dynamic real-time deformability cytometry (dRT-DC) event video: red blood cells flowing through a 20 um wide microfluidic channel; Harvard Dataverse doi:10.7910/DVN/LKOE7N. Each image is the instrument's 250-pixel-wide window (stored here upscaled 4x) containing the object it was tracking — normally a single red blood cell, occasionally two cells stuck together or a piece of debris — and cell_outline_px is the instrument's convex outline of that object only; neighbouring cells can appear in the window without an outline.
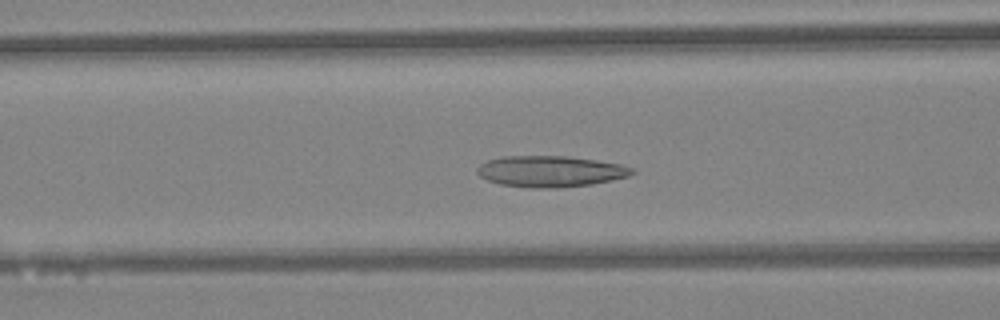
{"species": "Egyptian fruit bat (a non-hibernating species)", "species_latin": "Rousettus aegyptiacus", "temperature_condition": "warm", "stored_images_in_passage": 47, "camera_frame_rate_fps": 3000, "um_per_image_px": 0.085, "animal": {"sex": "female"}, "frame": {"image": 1, "passage_image": 19, "time_ms": 6.0, "image_size_px": [1000, 320], "cell_outline_px": [[636, 172], [628, 176], [612, 180], [592, 184], [556, 188], [528, 188], [500, 184], [488, 180], [480, 176], [476, 172], [476, 168], [480, 164], [488, 160], [504, 156], [564, 156], [596, 160], [620, 164], [632, 168]], "centroid_in_image_um": [46.76, 14.57], "position_along_channel_um": 119.8, "area_um2": 28.09}}
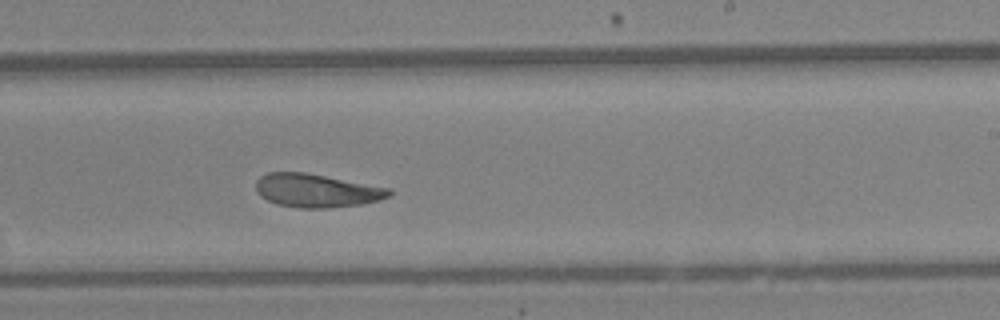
{"frame": {"image": 2, "passage_image": 29, "time_ms": 9.333, "image_size_px": [1000, 320], "cell_outline_px": [[392, 196], [380, 200], [360, 204], [328, 208], [296, 208], [276, 204], [260, 196], [256, 192], [256, 180], [260, 176], [268, 172], [304, 172], [392, 188]], "centroid_in_image_um": [26.91, 16.2], "position_along_channel_um": 262.1, "area_um2": 26.18}}
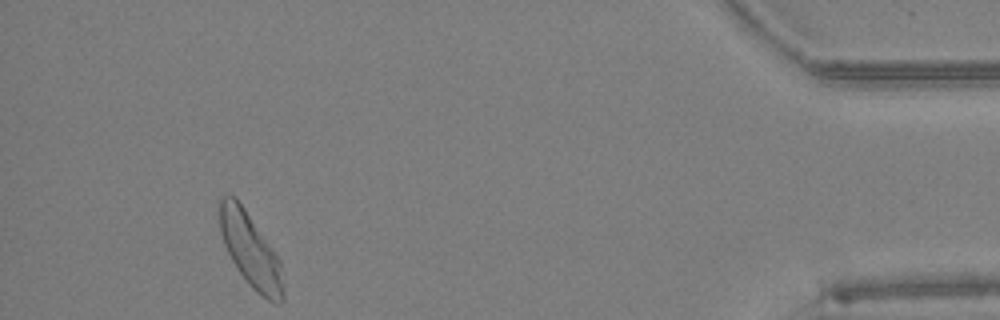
{"frame": {"image": 3, "passage_image": 44, "time_ms": 14.333, "image_size_px": [1000, 320], "cell_outline_px": [[284, 300], [276, 304], [268, 300], [256, 292], [252, 288], [240, 272], [232, 260], [224, 244], [220, 232], [220, 200], [224, 196], [232, 196], [244, 208], [280, 260], [284, 288]], "centroid_in_image_um": [21.32, 21.33], "position_along_channel_um": 413.9, "area_um2": 26.7}, "authors_computed_cell_mechanics": {"area_um2": 27.1082, "velocity_mm_per_s": 4.2896, "shape_relaxation_time_tau1_ms": 5.1034, "shape_relaxation_time_tau2_ms": 3.8717, "deformation_change_tau1": 0.1556, "deformation_change_tau2": 0.13}}